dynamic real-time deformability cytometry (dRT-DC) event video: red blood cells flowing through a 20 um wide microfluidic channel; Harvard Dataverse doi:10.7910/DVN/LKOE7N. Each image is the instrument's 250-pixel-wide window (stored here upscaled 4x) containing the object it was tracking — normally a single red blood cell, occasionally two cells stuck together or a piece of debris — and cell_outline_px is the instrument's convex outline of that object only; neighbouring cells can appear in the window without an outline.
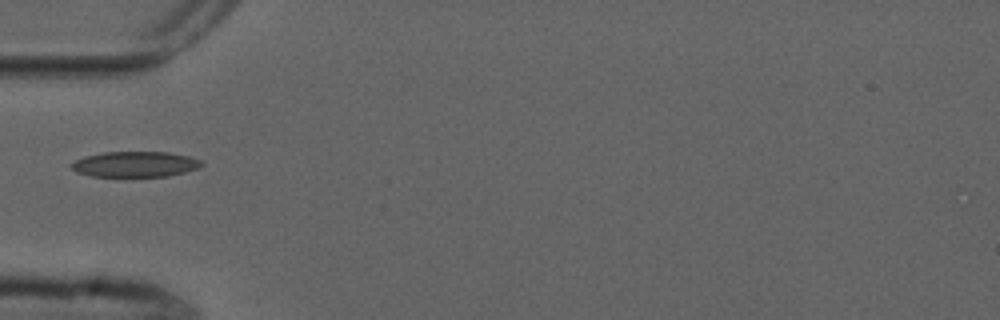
{"species": "common noctule bat (a hibernating species)", "species_latin": "Nyctalus noctula", "temperature_condition": "cold", "stored_images_in_passage": 1, "camera_frame_rate_fps": 3000, "um_per_image_px": 0.085, "animal": {"sex": "male", "forearm_length_mm": 52.5}, "frame": {"image": 1, "passage_image": 1, "time_ms": 0.0, "image_size_px": [1000, 320], "cell_outline_px": [[204, 164], [196, 168], [184, 172], [168, 176], [92, 176], [76, 172], [68, 164], [84, 156], [104, 152], [168, 152], [188, 156], [200, 160]], "centroid_in_image_um": [11.45, 13.95], "position_along_channel_um": 73.6, "area_um2": 19.25}}